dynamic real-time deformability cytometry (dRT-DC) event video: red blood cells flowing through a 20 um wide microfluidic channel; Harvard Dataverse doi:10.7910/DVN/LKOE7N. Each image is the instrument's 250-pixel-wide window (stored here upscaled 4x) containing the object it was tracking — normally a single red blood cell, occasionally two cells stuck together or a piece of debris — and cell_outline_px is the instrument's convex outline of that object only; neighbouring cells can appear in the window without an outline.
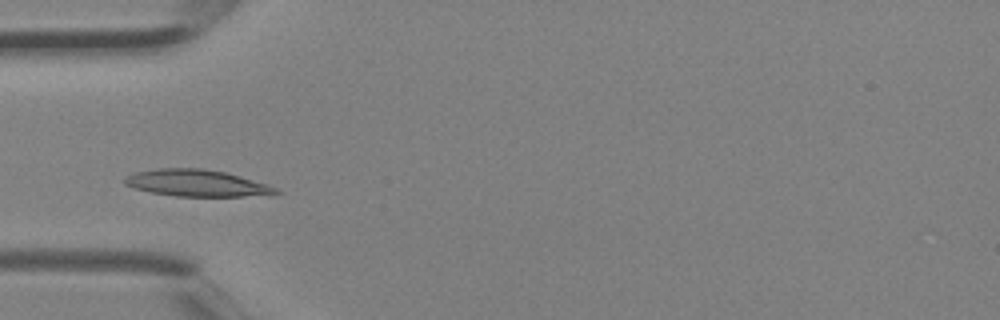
{"species": "Egyptian fruit bat (a non-hibernating species)", "species_latin": "Rousettus aegyptiacus", "temperature_condition": "room temperature", "stored_images_in_passage": 2, "camera_frame_rate_fps": 3000, "um_per_image_px": 0.085, "animal": {"sex": "female"}, "frame": {"image": 1, "passage_image": 2, "time_ms": 0.333, "image_size_px": [1000, 320], "cell_outline_px": [[284, 192], [272, 196], [176, 196], [152, 192], [136, 188], [124, 184], [124, 176], [136, 172], [160, 168], [200, 168], [224, 172], [240, 176], [268, 184]], "centroid_in_image_um": [16.81, 15.57], "position_along_channel_um": 68.2, "area_um2": 23.64}}